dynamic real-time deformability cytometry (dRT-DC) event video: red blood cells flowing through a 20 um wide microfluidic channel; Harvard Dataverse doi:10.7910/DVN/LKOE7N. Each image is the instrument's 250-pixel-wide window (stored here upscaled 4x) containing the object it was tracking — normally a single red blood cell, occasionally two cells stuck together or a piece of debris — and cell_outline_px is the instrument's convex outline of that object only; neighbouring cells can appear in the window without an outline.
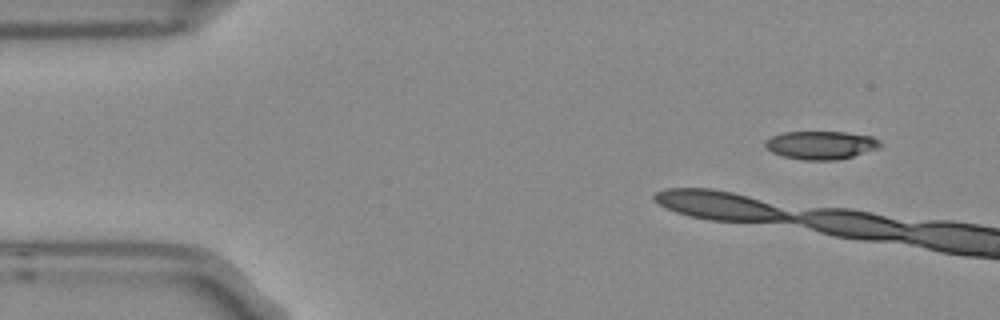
{"species": "Egyptian fruit bat (a non-hibernating species)", "species_latin": "Rousettus aegyptiacus", "temperature_condition": "room temperature", "stored_images_in_passage": 3, "camera_frame_rate_fps": 3000, "um_per_image_px": 0.085, "frame": {"image": 1, "passage_image": 1, "time_ms": 0.0, "image_size_px": [1000, 320], "cell_outline_px": [[884, 144], [880, 148], [852, 156], [836, 160], [804, 160], [784, 156], [772, 152], [764, 144], [764, 140], [772, 136], [784, 132], [848, 132], [872, 136], [880, 140]], "centroid_in_image_um": [69.82, 12.32], "position_along_channel_um": 15.2, "area_um2": 19.02}}